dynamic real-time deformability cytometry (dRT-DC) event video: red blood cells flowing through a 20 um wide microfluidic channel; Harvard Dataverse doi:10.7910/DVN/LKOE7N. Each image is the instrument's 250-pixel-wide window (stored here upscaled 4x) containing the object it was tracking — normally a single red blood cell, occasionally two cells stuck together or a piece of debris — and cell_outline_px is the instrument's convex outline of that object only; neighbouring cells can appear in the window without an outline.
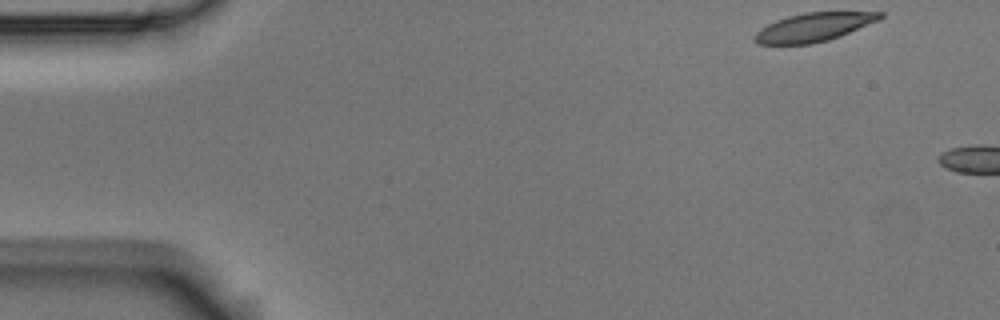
{"species": "Egyptian fruit bat (a non-hibernating species)", "species_latin": "Rousettus aegyptiacus", "temperature_condition": "room temperature", "stored_images_in_passage": 2, "camera_frame_rate_fps": 3000, "um_per_image_px": 0.085, "animal": {"sex": "male"}, "frame": {"image": 1, "passage_image": 1, "time_ms": 0.0, "image_size_px": [1000, 320], "cell_outline_px": [[884, 16], [880, 20], [840, 36], [828, 40], [812, 44], [756, 44], [752, 40], [752, 36], [760, 28], [776, 20], [788, 16], [804, 12], [884, 12]], "centroid_in_image_um": [69.14, 2.31], "position_along_channel_um": 15.9, "area_um2": 21.04}}